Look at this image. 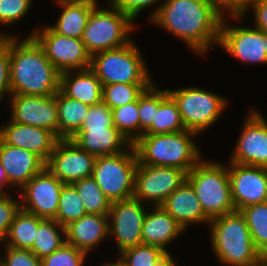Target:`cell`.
<instances>
[{
  "label": "cell",
  "instance_id": "cell-1",
  "mask_svg": "<svg viewBox=\"0 0 267 266\" xmlns=\"http://www.w3.org/2000/svg\"><path fill=\"white\" fill-rule=\"evenodd\" d=\"M148 16L152 24L182 40L196 54L219 44L223 17L204 0H164Z\"/></svg>",
  "mask_w": 267,
  "mask_h": 266
},
{
  "label": "cell",
  "instance_id": "cell-2",
  "mask_svg": "<svg viewBox=\"0 0 267 266\" xmlns=\"http://www.w3.org/2000/svg\"><path fill=\"white\" fill-rule=\"evenodd\" d=\"M10 35V90L12 94L51 96L60 90V72L42 47L27 35Z\"/></svg>",
  "mask_w": 267,
  "mask_h": 266
},
{
  "label": "cell",
  "instance_id": "cell-3",
  "mask_svg": "<svg viewBox=\"0 0 267 266\" xmlns=\"http://www.w3.org/2000/svg\"><path fill=\"white\" fill-rule=\"evenodd\" d=\"M210 243L216 259L228 266H260L263 256L257 251L246 219L240 211L210 220Z\"/></svg>",
  "mask_w": 267,
  "mask_h": 266
},
{
  "label": "cell",
  "instance_id": "cell-4",
  "mask_svg": "<svg viewBox=\"0 0 267 266\" xmlns=\"http://www.w3.org/2000/svg\"><path fill=\"white\" fill-rule=\"evenodd\" d=\"M194 136L198 134L189 130L171 134H143L132 145L138 164L175 167L188 173L202 159Z\"/></svg>",
  "mask_w": 267,
  "mask_h": 266
},
{
  "label": "cell",
  "instance_id": "cell-5",
  "mask_svg": "<svg viewBox=\"0 0 267 266\" xmlns=\"http://www.w3.org/2000/svg\"><path fill=\"white\" fill-rule=\"evenodd\" d=\"M206 216L212 220L235 211L228 166L203 158L187 173Z\"/></svg>",
  "mask_w": 267,
  "mask_h": 266
},
{
  "label": "cell",
  "instance_id": "cell-6",
  "mask_svg": "<svg viewBox=\"0 0 267 266\" xmlns=\"http://www.w3.org/2000/svg\"><path fill=\"white\" fill-rule=\"evenodd\" d=\"M129 43L91 57L90 69L102 85L114 83H154L138 45Z\"/></svg>",
  "mask_w": 267,
  "mask_h": 266
},
{
  "label": "cell",
  "instance_id": "cell-7",
  "mask_svg": "<svg viewBox=\"0 0 267 266\" xmlns=\"http://www.w3.org/2000/svg\"><path fill=\"white\" fill-rule=\"evenodd\" d=\"M107 6L103 9L97 5L92 10L81 38L91 57L132 40L130 34L137 22L109 3Z\"/></svg>",
  "mask_w": 267,
  "mask_h": 266
},
{
  "label": "cell",
  "instance_id": "cell-8",
  "mask_svg": "<svg viewBox=\"0 0 267 266\" xmlns=\"http://www.w3.org/2000/svg\"><path fill=\"white\" fill-rule=\"evenodd\" d=\"M138 166L133 145L114 155L97 156L92 177L111 201L133 197L135 172Z\"/></svg>",
  "mask_w": 267,
  "mask_h": 266
},
{
  "label": "cell",
  "instance_id": "cell-9",
  "mask_svg": "<svg viewBox=\"0 0 267 266\" xmlns=\"http://www.w3.org/2000/svg\"><path fill=\"white\" fill-rule=\"evenodd\" d=\"M167 91L177 103L186 130L197 134L217 123L228 105V99L201 87L167 88Z\"/></svg>",
  "mask_w": 267,
  "mask_h": 266
},
{
  "label": "cell",
  "instance_id": "cell-10",
  "mask_svg": "<svg viewBox=\"0 0 267 266\" xmlns=\"http://www.w3.org/2000/svg\"><path fill=\"white\" fill-rule=\"evenodd\" d=\"M29 36L38 42L60 73L90 68L91 56L82 39L61 35L50 25L34 29Z\"/></svg>",
  "mask_w": 267,
  "mask_h": 266
},
{
  "label": "cell",
  "instance_id": "cell-11",
  "mask_svg": "<svg viewBox=\"0 0 267 266\" xmlns=\"http://www.w3.org/2000/svg\"><path fill=\"white\" fill-rule=\"evenodd\" d=\"M186 180L182 169L138 164L133 197L149 206H160Z\"/></svg>",
  "mask_w": 267,
  "mask_h": 266
},
{
  "label": "cell",
  "instance_id": "cell-12",
  "mask_svg": "<svg viewBox=\"0 0 267 266\" xmlns=\"http://www.w3.org/2000/svg\"><path fill=\"white\" fill-rule=\"evenodd\" d=\"M227 21L222 19L218 46L242 63L267 64V33L256 27L229 26Z\"/></svg>",
  "mask_w": 267,
  "mask_h": 266
},
{
  "label": "cell",
  "instance_id": "cell-13",
  "mask_svg": "<svg viewBox=\"0 0 267 266\" xmlns=\"http://www.w3.org/2000/svg\"><path fill=\"white\" fill-rule=\"evenodd\" d=\"M146 204L135 197L111 202L108 214L109 238L115 239L118 252L142 244V227Z\"/></svg>",
  "mask_w": 267,
  "mask_h": 266
},
{
  "label": "cell",
  "instance_id": "cell-14",
  "mask_svg": "<svg viewBox=\"0 0 267 266\" xmlns=\"http://www.w3.org/2000/svg\"><path fill=\"white\" fill-rule=\"evenodd\" d=\"M63 185L45 166L18 191L21 209L42 219H55Z\"/></svg>",
  "mask_w": 267,
  "mask_h": 266
},
{
  "label": "cell",
  "instance_id": "cell-15",
  "mask_svg": "<svg viewBox=\"0 0 267 266\" xmlns=\"http://www.w3.org/2000/svg\"><path fill=\"white\" fill-rule=\"evenodd\" d=\"M249 112L229 162L267 168V119L255 109Z\"/></svg>",
  "mask_w": 267,
  "mask_h": 266
},
{
  "label": "cell",
  "instance_id": "cell-16",
  "mask_svg": "<svg viewBox=\"0 0 267 266\" xmlns=\"http://www.w3.org/2000/svg\"><path fill=\"white\" fill-rule=\"evenodd\" d=\"M95 160L73 140L59 139L45 166L64 184H72L93 175Z\"/></svg>",
  "mask_w": 267,
  "mask_h": 266
},
{
  "label": "cell",
  "instance_id": "cell-17",
  "mask_svg": "<svg viewBox=\"0 0 267 266\" xmlns=\"http://www.w3.org/2000/svg\"><path fill=\"white\" fill-rule=\"evenodd\" d=\"M232 201L237 211L267 202V168L228 163Z\"/></svg>",
  "mask_w": 267,
  "mask_h": 266
},
{
  "label": "cell",
  "instance_id": "cell-18",
  "mask_svg": "<svg viewBox=\"0 0 267 266\" xmlns=\"http://www.w3.org/2000/svg\"><path fill=\"white\" fill-rule=\"evenodd\" d=\"M10 120L42 127L58 137L56 94L51 96L11 94Z\"/></svg>",
  "mask_w": 267,
  "mask_h": 266
},
{
  "label": "cell",
  "instance_id": "cell-19",
  "mask_svg": "<svg viewBox=\"0 0 267 266\" xmlns=\"http://www.w3.org/2000/svg\"><path fill=\"white\" fill-rule=\"evenodd\" d=\"M8 121L7 125L0 127V138L8 145L35 153L46 163L59 138L42 127Z\"/></svg>",
  "mask_w": 267,
  "mask_h": 266
},
{
  "label": "cell",
  "instance_id": "cell-20",
  "mask_svg": "<svg viewBox=\"0 0 267 266\" xmlns=\"http://www.w3.org/2000/svg\"><path fill=\"white\" fill-rule=\"evenodd\" d=\"M0 162L5 170L10 188L20 190L31 178L38 174L45 162L35 153L6 144L0 138Z\"/></svg>",
  "mask_w": 267,
  "mask_h": 266
},
{
  "label": "cell",
  "instance_id": "cell-21",
  "mask_svg": "<svg viewBox=\"0 0 267 266\" xmlns=\"http://www.w3.org/2000/svg\"><path fill=\"white\" fill-rule=\"evenodd\" d=\"M160 206L177 221L184 231L190 224L204 222L208 226L210 222L188 180L173 191Z\"/></svg>",
  "mask_w": 267,
  "mask_h": 266
},
{
  "label": "cell",
  "instance_id": "cell-22",
  "mask_svg": "<svg viewBox=\"0 0 267 266\" xmlns=\"http://www.w3.org/2000/svg\"><path fill=\"white\" fill-rule=\"evenodd\" d=\"M66 243L86 254L109 237L108 215L87 213L65 226Z\"/></svg>",
  "mask_w": 267,
  "mask_h": 266
},
{
  "label": "cell",
  "instance_id": "cell-23",
  "mask_svg": "<svg viewBox=\"0 0 267 266\" xmlns=\"http://www.w3.org/2000/svg\"><path fill=\"white\" fill-rule=\"evenodd\" d=\"M70 139L96 157L118 154L132 145L116 127L80 128Z\"/></svg>",
  "mask_w": 267,
  "mask_h": 266
},
{
  "label": "cell",
  "instance_id": "cell-24",
  "mask_svg": "<svg viewBox=\"0 0 267 266\" xmlns=\"http://www.w3.org/2000/svg\"><path fill=\"white\" fill-rule=\"evenodd\" d=\"M184 229L161 206H150L142 227V244L160 247L171 257L167 246L184 233Z\"/></svg>",
  "mask_w": 267,
  "mask_h": 266
},
{
  "label": "cell",
  "instance_id": "cell-25",
  "mask_svg": "<svg viewBox=\"0 0 267 266\" xmlns=\"http://www.w3.org/2000/svg\"><path fill=\"white\" fill-rule=\"evenodd\" d=\"M60 90L69 98L93 106L102 101V84L90 69L60 74Z\"/></svg>",
  "mask_w": 267,
  "mask_h": 266
},
{
  "label": "cell",
  "instance_id": "cell-26",
  "mask_svg": "<svg viewBox=\"0 0 267 266\" xmlns=\"http://www.w3.org/2000/svg\"><path fill=\"white\" fill-rule=\"evenodd\" d=\"M62 12L54 25L57 33L81 39L92 10L99 5L97 0H59L56 1Z\"/></svg>",
  "mask_w": 267,
  "mask_h": 266
},
{
  "label": "cell",
  "instance_id": "cell-27",
  "mask_svg": "<svg viewBox=\"0 0 267 266\" xmlns=\"http://www.w3.org/2000/svg\"><path fill=\"white\" fill-rule=\"evenodd\" d=\"M58 138L70 139L81 127L90 106L67 97L61 90L56 93Z\"/></svg>",
  "mask_w": 267,
  "mask_h": 266
},
{
  "label": "cell",
  "instance_id": "cell-28",
  "mask_svg": "<svg viewBox=\"0 0 267 266\" xmlns=\"http://www.w3.org/2000/svg\"><path fill=\"white\" fill-rule=\"evenodd\" d=\"M186 130L180 111L167 89L158 86V111L144 134H171Z\"/></svg>",
  "mask_w": 267,
  "mask_h": 266
},
{
  "label": "cell",
  "instance_id": "cell-29",
  "mask_svg": "<svg viewBox=\"0 0 267 266\" xmlns=\"http://www.w3.org/2000/svg\"><path fill=\"white\" fill-rule=\"evenodd\" d=\"M112 266H166L173 258L160 247L139 244L122 250Z\"/></svg>",
  "mask_w": 267,
  "mask_h": 266
},
{
  "label": "cell",
  "instance_id": "cell-30",
  "mask_svg": "<svg viewBox=\"0 0 267 266\" xmlns=\"http://www.w3.org/2000/svg\"><path fill=\"white\" fill-rule=\"evenodd\" d=\"M42 220L37 215L20 209L14 216L4 243L9 247L30 250Z\"/></svg>",
  "mask_w": 267,
  "mask_h": 266
},
{
  "label": "cell",
  "instance_id": "cell-31",
  "mask_svg": "<svg viewBox=\"0 0 267 266\" xmlns=\"http://www.w3.org/2000/svg\"><path fill=\"white\" fill-rule=\"evenodd\" d=\"M65 242V227L54 219H43L30 250L41 260L58 250Z\"/></svg>",
  "mask_w": 267,
  "mask_h": 266
},
{
  "label": "cell",
  "instance_id": "cell-32",
  "mask_svg": "<svg viewBox=\"0 0 267 266\" xmlns=\"http://www.w3.org/2000/svg\"><path fill=\"white\" fill-rule=\"evenodd\" d=\"M244 215L257 251L267 257V202L244 207Z\"/></svg>",
  "mask_w": 267,
  "mask_h": 266
},
{
  "label": "cell",
  "instance_id": "cell-33",
  "mask_svg": "<svg viewBox=\"0 0 267 266\" xmlns=\"http://www.w3.org/2000/svg\"><path fill=\"white\" fill-rule=\"evenodd\" d=\"M72 185L76 188L78 195L82 199V204L87 213L109 214L111 201L105 196L92 176L75 181Z\"/></svg>",
  "mask_w": 267,
  "mask_h": 266
},
{
  "label": "cell",
  "instance_id": "cell-34",
  "mask_svg": "<svg viewBox=\"0 0 267 266\" xmlns=\"http://www.w3.org/2000/svg\"><path fill=\"white\" fill-rule=\"evenodd\" d=\"M153 83H114L102 85V101L112 110L137 101Z\"/></svg>",
  "mask_w": 267,
  "mask_h": 266
},
{
  "label": "cell",
  "instance_id": "cell-35",
  "mask_svg": "<svg viewBox=\"0 0 267 266\" xmlns=\"http://www.w3.org/2000/svg\"><path fill=\"white\" fill-rule=\"evenodd\" d=\"M86 214L76 188L72 184H64L60 191L59 207L54 220L65 227Z\"/></svg>",
  "mask_w": 267,
  "mask_h": 266
},
{
  "label": "cell",
  "instance_id": "cell-36",
  "mask_svg": "<svg viewBox=\"0 0 267 266\" xmlns=\"http://www.w3.org/2000/svg\"><path fill=\"white\" fill-rule=\"evenodd\" d=\"M138 100L112 109L113 125L133 144L140 137Z\"/></svg>",
  "mask_w": 267,
  "mask_h": 266
},
{
  "label": "cell",
  "instance_id": "cell-37",
  "mask_svg": "<svg viewBox=\"0 0 267 266\" xmlns=\"http://www.w3.org/2000/svg\"><path fill=\"white\" fill-rule=\"evenodd\" d=\"M87 254L64 243L58 250L41 259V266H84Z\"/></svg>",
  "mask_w": 267,
  "mask_h": 266
},
{
  "label": "cell",
  "instance_id": "cell-38",
  "mask_svg": "<svg viewBox=\"0 0 267 266\" xmlns=\"http://www.w3.org/2000/svg\"><path fill=\"white\" fill-rule=\"evenodd\" d=\"M140 137L151 126L158 111V86L153 83L138 98Z\"/></svg>",
  "mask_w": 267,
  "mask_h": 266
},
{
  "label": "cell",
  "instance_id": "cell-39",
  "mask_svg": "<svg viewBox=\"0 0 267 266\" xmlns=\"http://www.w3.org/2000/svg\"><path fill=\"white\" fill-rule=\"evenodd\" d=\"M33 0H0V25H12L29 13Z\"/></svg>",
  "mask_w": 267,
  "mask_h": 266
},
{
  "label": "cell",
  "instance_id": "cell-40",
  "mask_svg": "<svg viewBox=\"0 0 267 266\" xmlns=\"http://www.w3.org/2000/svg\"><path fill=\"white\" fill-rule=\"evenodd\" d=\"M10 90V35L0 33V102L11 95ZM4 98V99H3Z\"/></svg>",
  "mask_w": 267,
  "mask_h": 266
},
{
  "label": "cell",
  "instance_id": "cell-41",
  "mask_svg": "<svg viewBox=\"0 0 267 266\" xmlns=\"http://www.w3.org/2000/svg\"><path fill=\"white\" fill-rule=\"evenodd\" d=\"M21 209L20 199L11 197V194L0 196V244L6 240L14 216ZM2 242V243H1Z\"/></svg>",
  "mask_w": 267,
  "mask_h": 266
},
{
  "label": "cell",
  "instance_id": "cell-42",
  "mask_svg": "<svg viewBox=\"0 0 267 266\" xmlns=\"http://www.w3.org/2000/svg\"><path fill=\"white\" fill-rule=\"evenodd\" d=\"M113 125L112 110L106 103H100L90 106L86 118L81 128H108Z\"/></svg>",
  "mask_w": 267,
  "mask_h": 266
},
{
  "label": "cell",
  "instance_id": "cell-43",
  "mask_svg": "<svg viewBox=\"0 0 267 266\" xmlns=\"http://www.w3.org/2000/svg\"><path fill=\"white\" fill-rule=\"evenodd\" d=\"M4 254L0 266H41V260L31 250L6 246Z\"/></svg>",
  "mask_w": 267,
  "mask_h": 266
},
{
  "label": "cell",
  "instance_id": "cell-44",
  "mask_svg": "<svg viewBox=\"0 0 267 266\" xmlns=\"http://www.w3.org/2000/svg\"><path fill=\"white\" fill-rule=\"evenodd\" d=\"M223 18L230 15L231 19L238 22L245 17L248 0H204ZM226 14V15H225Z\"/></svg>",
  "mask_w": 267,
  "mask_h": 266
},
{
  "label": "cell",
  "instance_id": "cell-45",
  "mask_svg": "<svg viewBox=\"0 0 267 266\" xmlns=\"http://www.w3.org/2000/svg\"><path fill=\"white\" fill-rule=\"evenodd\" d=\"M159 2H161V0H110L107 3L118 8L135 22V19H138V15L141 11L146 10L145 8L152 7Z\"/></svg>",
  "mask_w": 267,
  "mask_h": 266
},
{
  "label": "cell",
  "instance_id": "cell-46",
  "mask_svg": "<svg viewBox=\"0 0 267 266\" xmlns=\"http://www.w3.org/2000/svg\"><path fill=\"white\" fill-rule=\"evenodd\" d=\"M252 9L254 13V27L267 33V0H248L247 10Z\"/></svg>",
  "mask_w": 267,
  "mask_h": 266
},
{
  "label": "cell",
  "instance_id": "cell-47",
  "mask_svg": "<svg viewBox=\"0 0 267 266\" xmlns=\"http://www.w3.org/2000/svg\"><path fill=\"white\" fill-rule=\"evenodd\" d=\"M9 187L10 186L8 184V181H7V176H6L5 170H4V168L0 162V195L9 194V191H7V190H9Z\"/></svg>",
  "mask_w": 267,
  "mask_h": 266
},
{
  "label": "cell",
  "instance_id": "cell-48",
  "mask_svg": "<svg viewBox=\"0 0 267 266\" xmlns=\"http://www.w3.org/2000/svg\"><path fill=\"white\" fill-rule=\"evenodd\" d=\"M166 266H178V265L175 261V258H173Z\"/></svg>",
  "mask_w": 267,
  "mask_h": 266
},
{
  "label": "cell",
  "instance_id": "cell-49",
  "mask_svg": "<svg viewBox=\"0 0 267 266\" xmlns=\"http://www.w3.org/2000/svg\"><path fill=\"white\" fill-rule=\"evenodd\" d=\"M260 266H267V257H263Z\"/></svg>",
  "mask_w": 267,
  "mask_h": 266
},
{
  "label": "cell",
  "instance_id": "cell-50",
  "mask_svg": "<svg viewBox=\"0 0 267 266\" xmlns=\"http://www.w3.org/2000/svg\"><path fill=\"white\" fill-rule=\"evenodd\" d=\"M101 266H112L110 263H103Z\"/></svg>",
  "mask_w": 267,
  "mask_h": 266
}]
</instances>
